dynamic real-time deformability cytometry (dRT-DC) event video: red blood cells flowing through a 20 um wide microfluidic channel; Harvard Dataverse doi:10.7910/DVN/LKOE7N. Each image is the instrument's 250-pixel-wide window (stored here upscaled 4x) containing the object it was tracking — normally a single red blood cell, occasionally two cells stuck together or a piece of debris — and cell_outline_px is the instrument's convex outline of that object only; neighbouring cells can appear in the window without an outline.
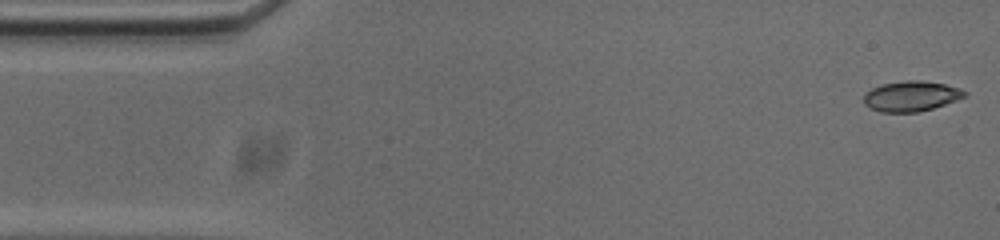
{"species": "common noctule bat (a hibernating species)", "species_latin": "Nyctalus noctula", "temperature_condition": "cold", "stored_images_in_passage": 53, "camera_frame_rate_fps": 3000, "um_per_image_px": 0.085, "animal": {"sex": "male", "body_mass_g": 20.0, "forearm_length_mm": 53.3}, "frame": {"image": 1, "passage_image": 1, "time_ms": 0.0, "image_size_px": [1000, 240], "cell_outline_px": [[968, 96], [932, 108], [916, 112], [880, 112], [868, 108], [864, 104], [864, 96], [872, 88], [880, 84], [904, 80], [920, 80], [944, 84], [960, 88], [968, 92]], "centroid_in_image_um": [77.45, 8.17], "position_along_channel_um": 7.6, "area_um2": 17.86}}
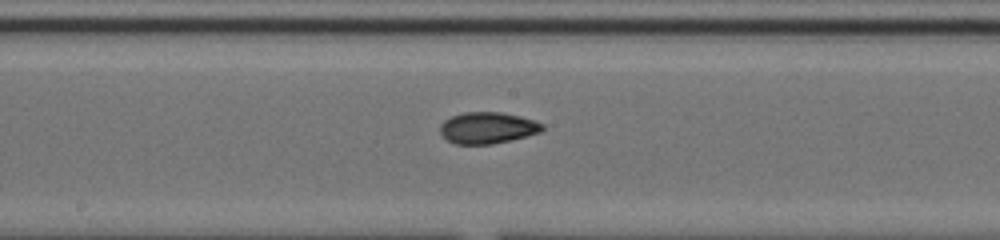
{"frame": {"image": 2, "passage_image": 26, "time_ms": 8.333, "image_size_px": [1000, 240], "cell_outline_px": [[544, 128], [540, 132], [492, 144], [456, 144], [448, 140], [440, 132], [440, 124], [444, 120], [452, 116], [464, 112], [500, 112], [520, 116], [544, 124]], "centroid_in_image_um": [41.42, 10.86], "position_along_channel_um": 206.8, "area_um2": 18.5}}
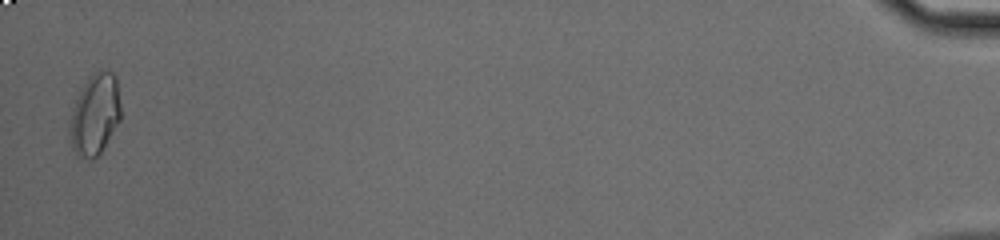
{"frame": {"image": 3, "passage_image": 52, "time_ms": 17.0, "image_size_px": [1000, 240], "cell_outline_px": [[120, 120], [100, 152], [92, 160], [80, 160], [76, 156], [72, 148], [68, 136], [68, 124], [72, 108], [80, 88], [88, 76], [92, 72], [100, 68], [104, 68], [112, 72], [116, 76], [120, 104]], "centroid_in_image_um": [8.02, 9.72], "position_along_channel_um": 427.2, "area_um2": 24.91}, "authors_computed_cell_mechanics": {"area_um2": 18.5538, "velocity_mm_per_s": 3.7501, "shape_relaxation_time_tau1_ms": 10.2982, "shape_relaxation_time_tau2_ms": 3.5678, "deformation_change_tau1": 0.196, "deformation_change_tau2": 0.0843}}